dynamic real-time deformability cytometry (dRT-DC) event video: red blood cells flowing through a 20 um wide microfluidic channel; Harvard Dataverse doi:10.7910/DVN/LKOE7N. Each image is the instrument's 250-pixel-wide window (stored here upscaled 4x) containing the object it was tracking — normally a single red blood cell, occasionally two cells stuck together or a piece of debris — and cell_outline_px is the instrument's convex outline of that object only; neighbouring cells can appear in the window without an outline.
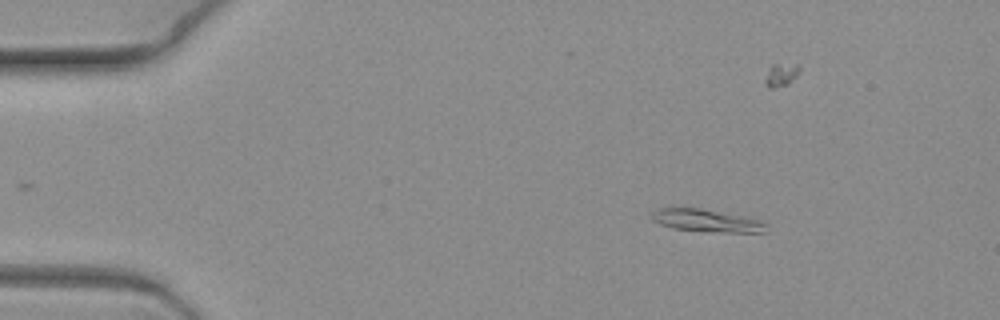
{"species": "common noctule bat (a hibernating species)", "species_latin": "Nyctalus noctula", "temperature_condition": "warm", "stored_images_in_passage": 6, "camera_frame_rate_fps": 3000, "um_per_image_px": 0.085, "animal": {"sex": "female", "body_mass_g": 19.3, "forearm_length_mm": 54.1}, "frame": {"image": 1, "passage_image": 1, "time_ms": 0.0, "image_size_px": [1000, 320], "cell_outline_px": [[768, 232], [724, 232], [672, 228], [660, 224], [652, 220], [648, 216], [648, 212], [656, 208], [672, 204], [700, 208], [748, 216], [760, 220], [768, 224]], "centroid_in_image_um": [59.95, 18.68], "position_along_channel_um": 25.0, "area_um2": 16.01}}